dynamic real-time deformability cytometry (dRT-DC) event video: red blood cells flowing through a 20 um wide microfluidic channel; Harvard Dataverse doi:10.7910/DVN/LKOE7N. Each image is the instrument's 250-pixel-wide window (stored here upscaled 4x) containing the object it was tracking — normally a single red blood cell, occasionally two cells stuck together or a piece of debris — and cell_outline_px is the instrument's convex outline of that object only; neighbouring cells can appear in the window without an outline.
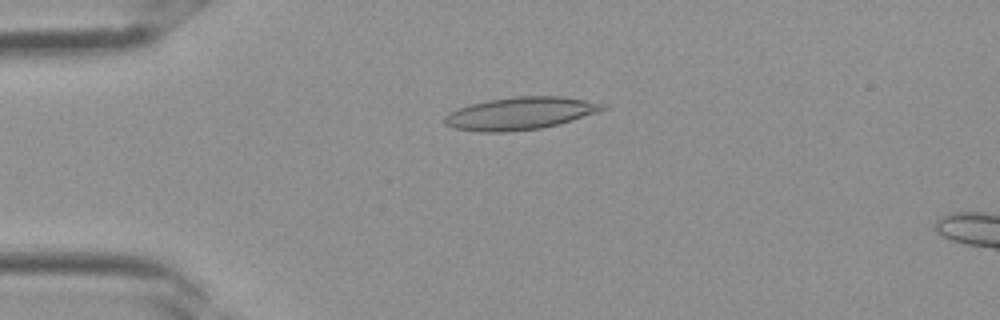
{"species": "Egyptian fruit bat (a non-hibernating species)", "species_latin": "Rousettus aegyptiacus", "temperature_condition": "room temperature", "stored_images_in_passage": 4, "segment_of_instrument_passage": [1, 2], "camera_frame_rate_fps": 3000, "um_per_image_px": 0.085, "frame": {"image": 1, "passage_image": 3, "time_ms": 0.667, "image_size_px": [1000, 320], "cell_outline_px": [[608, 108], [572, 120], [540, 128], [504, 132], [476, 132], [452, 128], [444, 124], [444, 116], [448, 112], [456, 108], [488, 100], [516, 96], [560, 96], [608, 104]], "centroid_in_image_um": [44.16, 9.64], "position_along_channel_um": 40.8, "area_um2": 29.94}}